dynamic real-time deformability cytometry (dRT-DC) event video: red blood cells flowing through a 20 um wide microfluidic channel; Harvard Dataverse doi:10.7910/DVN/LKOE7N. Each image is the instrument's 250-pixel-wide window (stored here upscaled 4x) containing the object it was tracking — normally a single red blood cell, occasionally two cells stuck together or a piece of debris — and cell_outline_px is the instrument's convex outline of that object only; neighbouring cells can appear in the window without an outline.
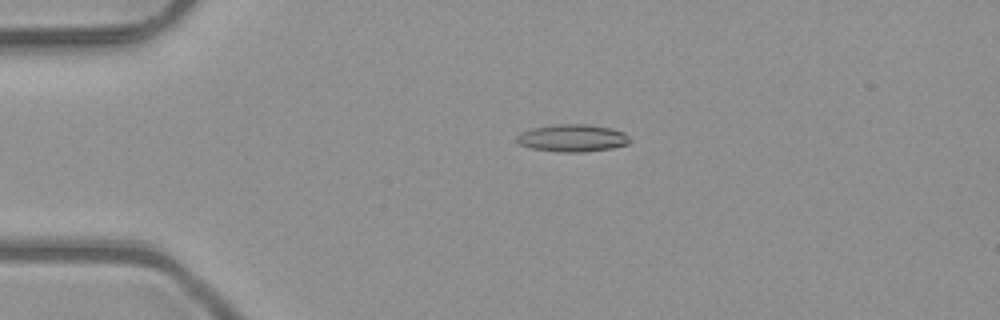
{"species": "common noctule bat (a hibernating species)", "species_latin": "Nyctalus noctula", "temperature_condition": "room temperature", "stored_images_in_passage": 5, "camera_frame_rate_fps": 3000, "um_per_image_px": 0.085, "animal": {"sex": "male", "body_mass_g": 23.1, "forearm_length_mm": 52.7}, "frame": {"image": 1, "passage_image": 4, "time_ms": 1.0, "image_size_px": [1000, 320], "cell_outline_px": [[632, 140], [628, 144], [612, 148], [584, 152], [560, 152], [532, 148], [520, 144], [516, 140], [516, 136], [520, 132], [532, 128], [556, 124], [588, 124], [612, 128], [624, 132]], "centroid_in_image_um": [48.68, 11.73], "position_along_channel_um": 36.3, "area_um2": 18.15}}